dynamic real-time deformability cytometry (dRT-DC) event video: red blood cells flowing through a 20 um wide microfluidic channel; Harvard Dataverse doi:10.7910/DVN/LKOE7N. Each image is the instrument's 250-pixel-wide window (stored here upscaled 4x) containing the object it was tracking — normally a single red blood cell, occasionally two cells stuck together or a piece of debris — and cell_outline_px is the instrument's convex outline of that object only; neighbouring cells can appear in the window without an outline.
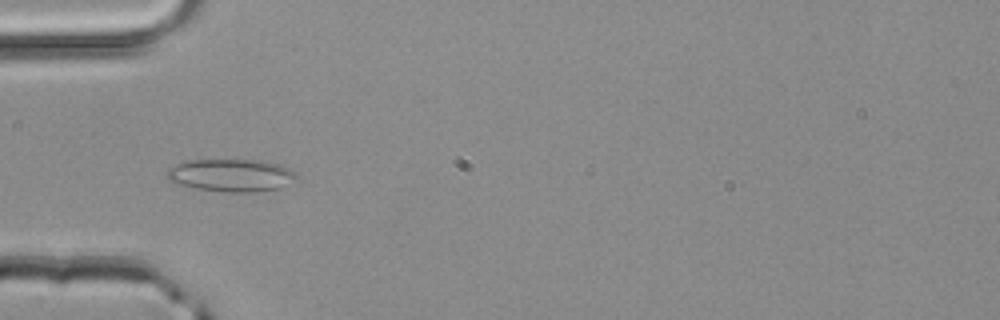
{"species": "common noctule bat (a hibernating species)", "species_latin": "Nyctalus noctula", "temperature_condition": "room temperature", "stored_images_in_passage": 3, "camera_frame_rate_fps": 3000, "um_per_image_px": 0.085, "animal": {"sex": "male", "body_mass_g": 20.4}, "frame": {"image": 1, "passage_image": 2, "time_ms": 0.333, "image_size_px": [1000, 320], "cell_outline_px": [[296, 180], [280, 188], [256, 192], [224, 192], [196, 188], [180, 184], [168, 180], [164, 172], [168, 168], [176, 164], [188, 160], [268, 160], [280, 164], [296, 172]], "centroid_in_image_um": [19.66, 14.89], "position_along_channel_um": 65.3, "area_um2": 24.91}}
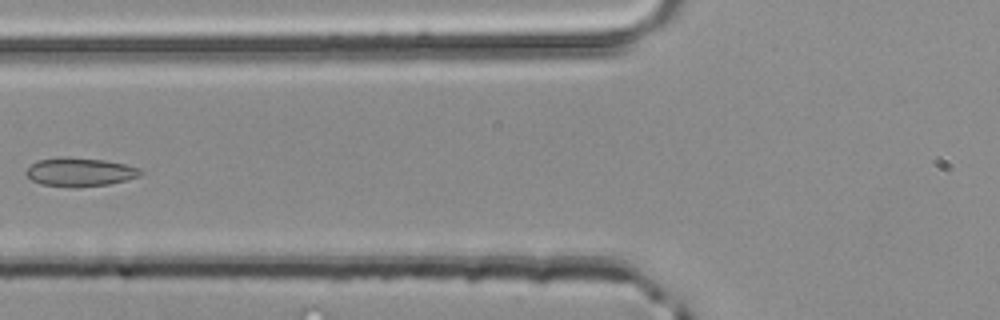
{"frame": {"image": 2, "passage_image": 3, "time_ms": 0.667, "image_size_px": [1000, 320], "cell_outline_px": [[144, 172], [140, 176], [128, 180], [108, 184], [72, 188], [40, 184], [32, 180], [24, 172], [32, 164], [40, 160], [108, 160], [140, 168]], "centroid_in_image_um": [6.86, 14.69], "position_along_channel_um": 118.9, "area_um2": 18.32}}